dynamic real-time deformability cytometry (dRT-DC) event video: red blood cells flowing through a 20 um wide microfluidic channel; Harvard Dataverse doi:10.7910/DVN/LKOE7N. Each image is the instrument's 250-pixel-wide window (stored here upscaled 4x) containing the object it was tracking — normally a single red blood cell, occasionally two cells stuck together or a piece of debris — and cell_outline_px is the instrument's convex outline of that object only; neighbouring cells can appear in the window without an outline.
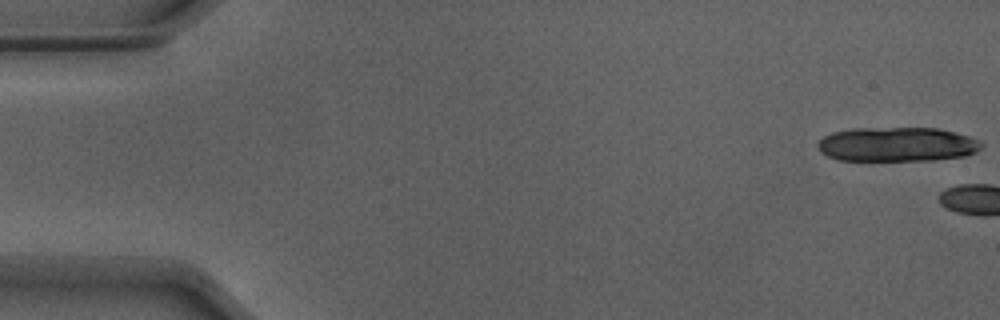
{"species": "Egyptian fruit bat (a non-hibernating species)", "species_latin": "Rousettus aegyptiacus", "temperature_condition": "warm", "stored_images_in_passage": 4, "camera_frame_rate_fps": 3000, "um_per_image_px": 0.085, "animal": {"sex": "male"}, "frame": {"image": 1, "passage_image": 1, "time_ms": 0.0, "image_size_px": [1000, 320], "cell_outline_px": [[984, 144], [976, 152], [964, 156], [932, 160], [836, 160], [820, 152], [816, 144], [824, 136], [832, 132], [852, 128], [940, 128], [956, 132], [980, 140]], "centroid_in_image_um": [76.25, 12.26], "position_along_channel_um": 8.8, "area_um2": 33.0}}